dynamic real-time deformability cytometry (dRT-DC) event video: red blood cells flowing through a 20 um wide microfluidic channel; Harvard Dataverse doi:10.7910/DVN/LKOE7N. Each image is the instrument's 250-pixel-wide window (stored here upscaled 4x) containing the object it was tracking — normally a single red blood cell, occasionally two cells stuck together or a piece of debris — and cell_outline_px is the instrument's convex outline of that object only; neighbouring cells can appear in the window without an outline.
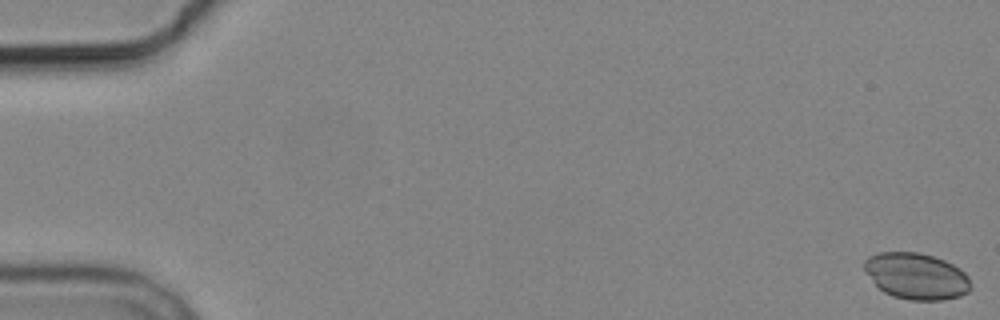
{"species": "common noctule bat (a hibernating species)", "species_latin": "Nyctalus noctula", "temperature_condition": "cold", "stored_images_in_passage": 7, "camera_frame_rate_fps": 3000, "um_per_image_px": 0.085, "animal": {"sex": "male", "body_mass_g": 19.2, "forearm_length_mm": 51.8}, "frame": {"image": 1, "passage_image": 1, "time_ms": 0.0, "image_size_px": [1000, 320], "cell_outline_px": [[972, 288], [968, 292], [960, 296], [944, 300], [908, 300], [892, 296], [884, 292], [876, 284], [864, 268], [864, 260], [868, 256], [880, 252], [920, 252], [944, 260], [960, 268], [968, 276], [972, 284]], "centroid_in_image_um": [77.92, 23.47], "position_along_channel_um": 7.1, "area_um2": 28.84}}